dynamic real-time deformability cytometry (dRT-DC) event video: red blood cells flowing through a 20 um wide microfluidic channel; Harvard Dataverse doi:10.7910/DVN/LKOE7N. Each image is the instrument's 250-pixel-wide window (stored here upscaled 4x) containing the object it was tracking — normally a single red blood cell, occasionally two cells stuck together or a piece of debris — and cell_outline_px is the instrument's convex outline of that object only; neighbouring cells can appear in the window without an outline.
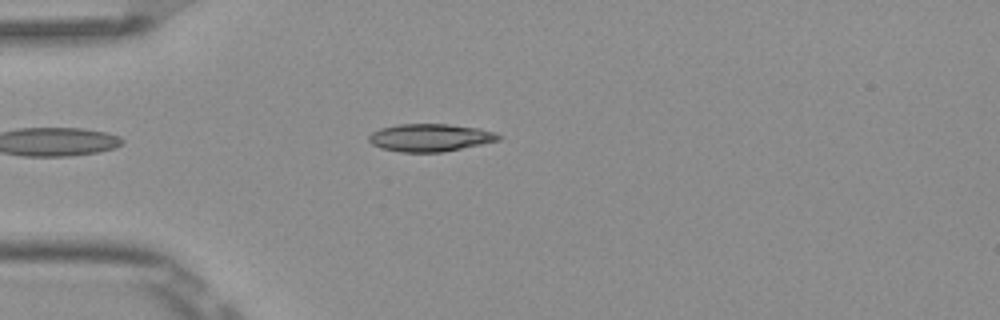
{"species": "Egyptian fruit bat (a non-hibernating species)", "species_latin": "Rousettus aegyptiacus", "temperature_condition": "room temperature", "stored_images_in_passage": 5, "camera_frame_rate_fps": 3000, "um_per_image_px": 0.085, "frame": {"image": 1, "passage_image": 5, "time_ms": 1.333, "image_size_px": [1000, 320], "cell_outline_px": [[500, 140], [444, 152], [400, 152], [380, 148], [372, 144], [368, 140], [368, 136], [372, 132], [380, 128], [396, 124], [448, 124], [480, 128], [496, 132], [500, 136]], "centroid_in_image_um": [36.55, 11.69], "position_along_channel_um": 48.5, "area_um2": 21.04}}